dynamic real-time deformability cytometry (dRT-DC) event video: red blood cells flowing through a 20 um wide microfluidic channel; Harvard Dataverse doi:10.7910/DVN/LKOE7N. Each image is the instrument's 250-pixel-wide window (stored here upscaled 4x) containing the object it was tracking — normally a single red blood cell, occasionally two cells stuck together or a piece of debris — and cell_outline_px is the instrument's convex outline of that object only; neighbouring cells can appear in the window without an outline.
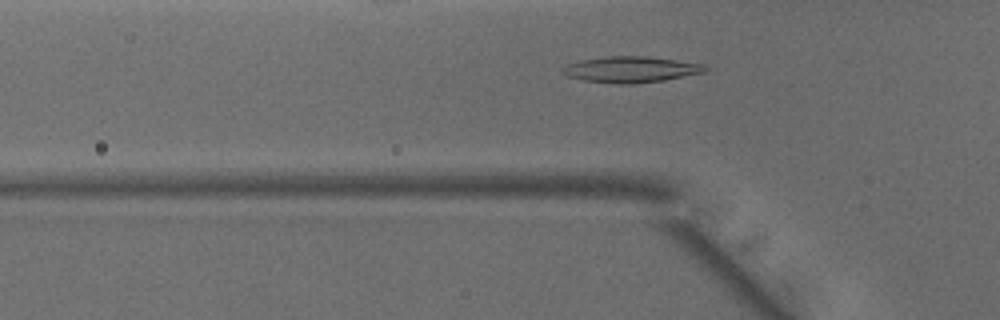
{"species": "common noctule bat (a hibernating species)", "species_latin": "Nyctalus noctula", "temperature_condition": "warm", "stored_images_in_passage": 42, "camera_frame_rate_fps": 3000, "um_per_image_px": 0.085, "animal": {"sex": "male", "body_mass_g": 15.6}, "frame": {"image": 1, "passage_image": 8, "time_ms": 2.333, "image_size_px": [1000, 320], "cell_outline_px": [[708, 68], [704, 72], [664, 80], [632, 84], [616, 84], [584, 80], [568, 76], [560, 72], [560, 68], [568, 64], [580, 60], [604, 56], [644, 56], [676, 60], [704, 64]], "centroid_in_image_um": [53.58, 5.9], "position_along_channel_um": 72.2, "area_um2": 21.62}}
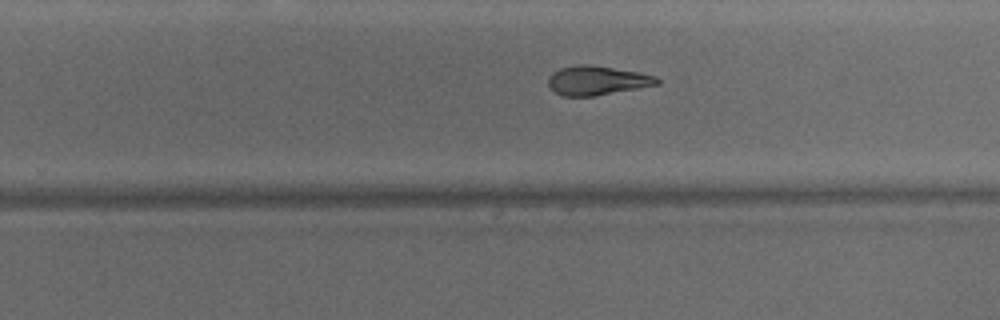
{"frame": {"image": 2, "passage_image": 23, "time_ms": 7.333, "image_size_px": [1000, 320], "cell_outline_px": [[660, 84], [592, 96], [564, 96], [556, 92], [548, 84], [548, 76], [552, 72], [560, 68], [576, 64], [588, 64], [640, 72], [656, 76], [660, 80]], "centroid_in_image_um": [50.75, 6.82], "position_along_channel_um": 279.1, "area_um2": 18.44}}
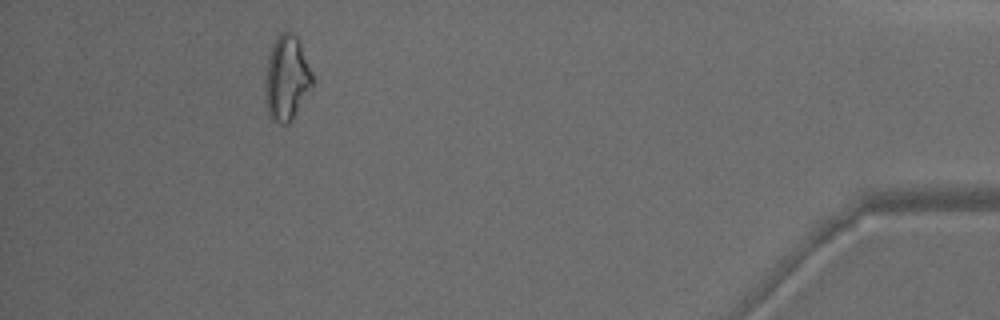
{"frame": {"image": 3, "passage_image": 37, "time_ms": 12.0, "image_size_px": [1000, 320], "cell_outline_px": [[312, 88], [292, 120], [288, 124], [280, 124], [272, 120], [268, 116], [264, 88], [264, 80], [268, 56], [272, 44], [276, 36], [280, 32], [288, 32], [296, 36], [300, 44], [312, 72]], "centroid_in_image_um": [24.34, 6.67], "position_along_channel_um": 410.9, "area_um2": 23.58}, "authors_computed_cell_mechanics": {"area_um2": 19.8254, "velocity_mm_per_s": 4.114, "shape_relaxation_time_tau1_ms": null, "shape_relaxation_time_tau2_ms": 4.4433, "deformation_change_tau1": null, "deformation_change_tau2": 0.1285}}